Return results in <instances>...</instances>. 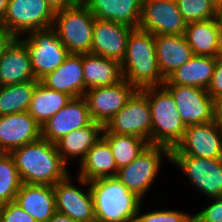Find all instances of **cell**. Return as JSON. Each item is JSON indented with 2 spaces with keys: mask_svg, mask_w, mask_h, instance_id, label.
Listing matches in <instances>:
<instances>
[{
  "mask_svg": "<svg viewBox=\"0 0 222 222\" xmlns=\"http://www.w3.org/2000/svg\"><path fill=\"white\" fill-rule=\"evenodd\" d=\"M136 90L129 82L122 79L110 86L89 89L83 97L87 102L92 120L105 126Z\"/></svg>",
  "mask_w": 222,
  "mask_h": 222,
  "instance_id": "obj_15",
  "label": "cell"
},
{
  "mask_svg": "<svg viewBox=\"0 0 222 222\" xmlns=\"http://www.w3.org/2000/svg\"><path fill=\"white\" fill-rule=\"evenodd\" d=\"M9 0H0V24L3 23Z\"/></svg>",
  "mask_w": 222,
  "mask_h": 222,
  "instance_id": "obj_43",
  "label": "cell"
},
{
  "mask_svg": "<svg viewBox=\"0 0 222 222\" xmlns=\"http://www.w3.org/2000/svg\"><path fill=\"white\" fill-rule=\"evenodd\" d=\"M121 69L123 79L136 89L163 85L152 33L138 28L130 33Z\"/></svg>",
  "mask_w": 222,
  "mask_h": 222,
  "instance_id": "obj_2",
  "label": "cell"
},
{
  "mask_svg": "<svg viewBox=\"0 0 222 222\" xmlns=\"http://www.w3.org/2000/svg\"><path fill=\"white\" fill-rule=\"evenodd\" d=\"M207 92L211 98L215 101L222 96V57H216V64L214 68V74L211 80Z\"/></svg>",
  "mask_w": 222,
  "mask_h": 222,
  "instance_id": "obj_37",
  "label": "cell"
},
{
  "mask_svg": "<svg viewBox=\"0 0 222 222\" xmlns=\"http://www.w3.org/2000/svg\"><path fill=\"white\" fill-rule=\"evenodd\" d=\"M0 222H36L31 215L15 202L11 201L2 205L0 211Z\"/></svg>",
  "mask_w": 222,
  "mask_h": 222,
  "instance_id": "obj_35",
  "label": "cell"
},
{
  "mask_svg": "<svg viewBox=\"0 0 222 222\" xmlns=\"http://www.w3.org/2000/svg\"><path fill=\"white\" fill-rule=\"evenodd\" d=\"M213 200V201H212ZM211 204L198 211L192 218L196 222H222V196L211 198Z\"/></svg>",
  "mask_w": 222,
  "mask_h": 222,
  "instance_id": "obj_36",
  "label": "cell"
},
{
  "mask_svg": "<svg viewBox=\"0 0 222 222\" xmlns=\"http://www.w3.org/2000/svg\"><path fill=\"white\" fill-rule=\"evenodd\" d=\"M96 222H133L142 199L129 191L117 177L89 182Z\"/></svg>",
  "mask_w": 222,
  "mask_h": 222,
  "instance_id": "obj_3",
  "label": "cell"
},
{
  "mask_svg": "<svg viewBox=\"0 0 222 222\" xmlns=\"http://www.w3.org/2000/svg\"><path fill=\"white\" fill-rule=\"evenodd\" d=\"M171 156L222 158V125L215 120L187 126L182 140L171 149Z\"/></svg>",
  "mask_w": 222,
  "mask_h": 222,
  "instance_id": "obj_10",
  "label": "cell"
},
{
  "mask_svg": "<svg viewBox=\"0 0 222 222\" xmlns=\"http://www.w3.org/2000/svg\"><path fill=\"white\" fill-rule=\"evenodd\" d=\"M18 38L26 45L38 81L56 70L70 54L53 27L30 31Z\"/></svg>",
  "mask_w": 222,
  "mask_h": 222,
  "instance_id": "obj_6",
  "label": "cell"
},
{
  "mask_svg": "<svg viewBox=\"0 0 222 222\" xmlns=\"http://www.w3.org/2000/svg\"><path fill=\"white\" fill-rule=\"evenodd\" d=\"M55 13L46 0H9L3 25L20 37L34 30L53 27Z\"/></svg>",
  "mask_w": 222,
  "mask_h": 222,
  "instance_id": "obj_9",
  "label": "cell"
},
{
  "mask_svg": "<svg viewBox=\"0 0 222 222\" xmlns=\"http://www.w3.org/2000/svg\"><path fill=\"white\" fill-rule=\"evenodd\" d=\"M170 162L181 169L193 186L205 196H222V158L171 156Z\"/></svg>",
  "mask_w": 222,
  "mask_h": 222,
  "instance_id": "obj_13",
  "label": "cell"
},
{
  "mask_svg": "<svg viewBox=\"0 0 222 222\" xmlns=\"http://www.w3.org/2000/svg\"><path fill=\"white\" fill-rule=\"evenodd\" d=\"M85 98H72L42 126V138L56 143L63 136L92 122Z\"/></svg>",
  "mask_w": 222,
  "mask_h": 222,
  "instance_id": "obj_16",
  "label": "cell"
},
{
  "mask_svg": "<svg viewBox=\"0 0 222 222\" xmlns=\"http://www.w3.org/2000/svg\"><path fill=\"white\" fill-rule=\"evenodd\" d=\"M22 183L54 186L69 174L56 144L43 138L10 152Z\"/></svg>",
  "mask_w": 222,
  "mask_h": 222,
  "instance_id": "obj_1",
  "label": "cell"
},
{
  "mask_svg": "<svg viewBox=\"0 0 222 222\" xmlns=\"http://www.w3.org/2000/svg\"><path fill=\"white\" fill-rule=\"evenodd\" d=\"M102 136L108 141L118 170L136 159L149 143L137 136L114 134L103 129Z\"/></svg>",
  "mask_w": 222,
  "mask_h": 222,
  "instance_id": "obj_30",
  "label": "cell"
},
{
  "mask_svg": "<svg viewBox=\"0 0 222 222\" xmlns=\"http://www.w3.org/2000/svg\"><path fill=\"white\" fill-rule=\"evenodd\" d=\"M216 64V57L197 56L176 69L163 84L192 86L207 90Z\"/></svg>",
  "mask_w": 222,
  "mask_h": 222,
  "instance_id": "obj_28",
  "label": "cell"
},
{
  "mask_svg": "<svg viewBox=\"0 0 222 222\" xmlns=\"http://www.w3.org/2000/svg\"><path fill=\"white\" fill-rule=\"evenodd\" d=\"M15 202L36 222H48L56 212L54 188L50 185L22 183Z\"/></svg>",
  "mask_w": 222,
  "mask_h": 222,
  "instance_id": "obj_21",
  "label": "cell"
},
{
  "mask_svg": "<svg viewBox=\"0 0 222 222\" xmlns=\"http://www.w3.org/2000/svg\"><path fill=\"white\" fill-rule=\"evenodd\" d=\"M215 118L222 125V96L215 100Z\"/></svg>",
  "mask_w": 222,
  "mask_h": 222,
  "instance_id": "obj_40",
  "label": "cell"
},
{
  "mask_svg": "<svg viewBox=\"0 0 222 222\" xmlns=\"http://www.w3.org/2000/svg\"><path fill=\"white\" fill-rule=\"evenodd\" d=\"M37 80L26 45L16 37L0 56V86Z\"/></svg>",
  "mask_w": 222,
  "mask_h": 222,
  "instance_id": "obj_20",
  "label": "cell"
},
{
  "mask_svg": "<svg viewBox=\"0 0 222 222\" xmlns=\"http://www.w3.org/2000/svg\"><path fill=\"white\" fill-rule=\"evenodd\" d=\"M81 187L87 185V190L74 186L71 183V175L58 181L54 186L56 212L69 216L77 222H96L94 204L89 182L80 176ZM89 187V188H88Z\"/></svg>",
  "mask_w": 222,
  "mask_h": 222,
  "instance_id": "obj_12",
  "label": "cell"
},
{
  "mask_svg": "<svg viewBox=\"0 0 222 222\" xmlns=\"http://www.w3.org/2000/svg\"><path fill=\"white\" fill-rule=\"evenodd\" d=\"M171 93L178 113L186 126L215 121V101L202 88L163 84Z\"/></svg>",
  "mask_w": 222,
  "mask_h": 222,
  "instance_id": "obj_11",
  "label": "cell"
},
{
  "mask_svg": "<svg viewBox=\"0 0 222 222\" xmlns=\"http://www.w3.org/2000/svg\"><path fill=\"white\" fill-rule=\"evenodd\" d=\"M140 211L141 205L138 213L134 217L133 222H189L192 219L191 214H187L175 209L153 210L152 212L149 211L142 214Z\"/></svg>",
  "mask_w": 222,
  "mask_h": 222,
  "instance_id": "obj_34",
  "label": "cell"
},
{
  "mask_svg": "<svg viewBox=\"0 0 222 222\" xmlns=\"http://www.w3.org/2000/svg\"><path fill=\"white\" fill-rule=\"evenodd\" d=\"M101 20L115 21L138 28L142 0H81Z\"/></svg>",
  "mask_w": 222,
  "mask_h": 222,
  "instance_id": "obj_23",
  "label": "cell"
},
{
  "mask_svg": "<svg viewBox=\"0 0 222 222\" xmlns=\"http://www.w3.org/2000/svg\"><path fill=\"white\" fill-rule=\"evenodd\" d=\"M40 138L41 125L27 111L0 116L1 153H10Z\"/></svg>",
  "mask_w": 222,
  "mask_h": 222,
  "instance_id": "obj_18",
  "label": "cell"
},
{
  "mask_svg": "<svg viewBox=\"0 0 222 222\" xmlns=\"http://www.w3.org/2000/svg\"><path fill=\"white\" fill-rule=\"evenodd\" d=\"M184 20L203 21L216 16V0H176Z\"/></svg>",
  "mask_w": 222,
  "mask_h": 222,
  "instance_id": "obj_33",
  "label": "cell"
},
{
  "mask_svg": "<svg viewBox=\"0 0 222 222\" xmlns=\"http://www.w3.org/2000/svg\"><path fill=\"white\" fill-rule=\"evenodd\" d=\"M219 56L222 57V31H221V41H220V53Z\"/></svg>",
  "mask_w": 222,
  "mask_h": 222,
  "instance_id": "obj_44",
  "label": "cell"
},
{
  "mask_svg": "<svg viewBox=\"0 0 222 222\" xmlns=\"http://www.w3.org/2000/svg\"><path fill=\"white\" fill-rule=\"evenodd\" d=\"M186 26L176 0H142L138 29L153 35H184Z\"/></svg>",
  "mask_w": 222,
  "mask_h": 222,
  "instance_id": "obj_14",
  "label": "cell"
},
{
  "mask_svg": "<svg viewBox=\"0 0 222 222\" xmlns=\"http://www.w3.org/2000/svg\"><path fill=\"white\" fill-rule=\"evenodd\" d=\"M163 158L170 161L171 150L165 146L149 144L130 164L119 169L116 177L129 191L142 199L152 187Z\"/></svg>",
  "mask_w": 222,
  "mask_h": 222,
  "instance_id": "obj_7",
  "label": "cell"
},
{
  "mask_svg": "<svg viewBox=\"0 0 222 222\" xmlns=\"http://www.w3.org/2000/svg\"><path fill=\"white\" fill-rule=\"evenodd\" d=\"M85 92L95 87L110 86L123 79L121 63L100 55L82 54Z\"/></svg>",
  "mask_w": 222,
  "mask_h": 222,
  "instance_id": "obj_27",
  "label": "cell"
},
{
  "mask_svg": "<svg viewBox=\"0 0 222 222\" xmlns=\"http://www.w3.org/2000/svg\"><path fill=\"white\" fill-rule=\"evenodd\" d=\"M38 80L0 86V116L28 111Z\"/></svg>",
  "mask_w": 222,
  "mask_h": 222,
  "instance_id": "obj_31",
  "label": "cell"
},
{
  "mask_svg": "<svg viewBox=\"0 0 222 222\" xmlns=\"http://www.w3.org/2000/svg\"><path fill=\"white\" fill-rule=\"evenodd\" d=\"M48 222H77V221H74L67 215L55 212Z\"/></svg>",
  "mask_w": 222,
  "mask_h": 222,
  "instance_id": "obj_41",
  "label": "cell"
},
{
  "mask_svg": "<svg viewBox=\"0 0 222 222\" xmlns=\"http://www.w3.org/2000/svg\"><path fill=\"white\" fill-rule=\"evenodd\" d=\"M22 185L17 167L10 153H0V203L15 201Z\"/></svg>",
  "mask_w": 222,
  "mask_h": 222,
  "instance_id": "obj_32",
  "label": "cell"
},
{
  "mask_svg": "<svg viewBox=\"0 0 222 222\" xmlns=\"http://www.w3.org/2000/svg\"><path fill=\"white\" fill-rule=\"evenodd\" d=\"M71 99L67 93L50 89L39 81L27 112L42 126Z\"/></svg>",
  "mask_w": 222,
  "mask_h": 222,
  "instance_id": "obj_29",
  "label": "cell"
},
{
  "mask_svg": "<svg viewBox=\"0 0 222 222\" xmlns=\"http://www.w3.org/2000/svg\"><path fill=\"white\" fill-rule=\"evenodd\" d=\"M189 222H196L193 218Z\"/></svg>",
  "mask_w": 222,
  "mask_h": 222,
  "instance_id": "obj_45",
  "label": "cell"
},
{
  "mask_svg": "<svg viewBox=\"0 0 222 222\" xmlns=\"http://www.w3.org/2000/svg\"><path fill=\"white\" fill-rule=\"evenodd\" d=\"M151 111V144L173 149L182 140L187 126L178 113L171 93L163 86L148 87Z\"/></svg>",
  "mask_w": 222,
  "mask_h": 222,
  "instance_id": "obj_4",
  "label": "cell"
},
{
  "mask_svg": "<svg viewBox=\"0 0 222 222\" xmlns=\"http://www.w3.org/2000/svg\"><path fill=\"white\" fill-rule=\"evenodd\" d=\"M40 82L50 89L67 93L72 98L84 96L82 54H69L56 70L44 76Z\"/></svg>",
  "mask_w": 222,
  "mask_h": 222,
  "instance_id": "obj_19",
  "label": "cell"
},
{
  "mask_svg": "<svg viewBox=\"0 0 222 222\" xmlns=\"http://www.w3.org/2000/svg\"><path fill=\"white\" fill-rule=\"evenodd\" d=\"M79 175L88 182L116 177L118 167L108 141L102 136L79 165Z\"/></svg>",
  "mask_w": 222,
  "mask_h": 222,
  "instance_id": "obj_26",
  "label": "cell"
},
{
  "mask_svg": "<svg viewBox=\"0 0 222 222\" xmlns=\"http://www.w3.org/2000/svg\"><path fill=\"white\" fill-rule=\"evenodd\" d=\"M222 28L211 18L187 23L184 36L194 55L218 57Z\"/></svg>",
  "mask_w": 222,
  "mask_h": 222,
  "instance_id": "obj_24",
  "label": "cell"
},
{
  "mask_svg": "<svg viewBox=\"0 0 222 222\" xmlns=\"http://www.w3.org/2000/svg\"><path fill=\"white\" fill-rule=\"evenodd\" d=\"M16 37L3 25L0 24V56Z\"/></svg>",
  "mask_w": 222,
  "mask_h": 222,
  "instance_id": "obj_38",
  "label": "cell"
},
{
  "mask_svg": "<svg viewBox=\"0 0 222 222\" xmlns=\"http://www.w3.org/2000/svg\"><path fill=\"white\" fill-rule=\"evenodd\" d=\"M216 21L222 28V0H216Z\"/></svg>",
  "mask_w": 222,
  "mask_h": 222,
  "instance_id": "obj_42",
  "label": "cell"
},
{
  "mask_svg": "<svg viewBox=\"0 0 222 222\" xmlns=\"http://www.w3.org/2000/svg\"><path fill=\"white\" fill-rule=\"evenodd\" d=\"M95 17L80 0L55 13L53 28L70 54L90 53Z\"/></svg>",
  "mask_w": 222,
  "mask_h": 222,
  "instance_id": "obj_5",
  "label": "cell"
},
{
  "mask_svg": "<svg viewBox=\"0 0 222 222\" xmlns=\"http://www.w3.org/2000/svg\"><path fill=\"white\" fill-rule=\"evenodd\" d=\"M104 128L114 134L137 136L151 144L152 118L148 87L137 89Z\"/></svg>",
  "mask_w": 222,
  "mask_h": 222,
  "instance_id": "obj_8",
  "label": "cell"
},
{
  "mask_svg": "<svg viewBox=\"0 0 222 222\" xmlns=\"http://www.w3.org/2000/svg\"><path fill=\"white\" fill-rule=\"evenodd\" d=\"M154 40L159 70L165 80L194 55L184 35H154Z\"/></svg>",
  "mask_w": 222,
  "mask_h": 222,
  "instance_id": "obj_22",
  "label": "cell"
},
{
  "mask_svg": "<svg viewBox=\"0 0 222 222\" xmlns=\"http://www.w3.org/2000/svg\"><path fill=\"white\" fill-rule=\"evenodd\" d=\"M79 1L80 0H46L47 4L54 11V13L73 7Z\"/></svg>",
  "mask_w": 222,
  "mask_h": 222,
  "instance_id": "obj_39",
  "label": "cell"
},
{
  "mask_svg": "<svg viewBox=\"0 0 222 222\" xmlns=\"http://www.w3.org/2000/svg\"><path fill=\"white\" fill-rule=\"evenodd\" d=\"M134 29L123 23L95 18L90 53L121 63L129 35Z\"/></svg>",
  "mask_w": 222,
  "mask_h": 222,
  "instance_id": "obj_17",
  "label": "cell"
},
{
  "mask_svg": "<svg viewBox=\"0 0 222 222\" xmlns=\"http://www.w3.org/2000/svg\"><path fill=\"white\" fill-rule=\"evenodd\" d=\"M104 126L92 121L88 126L69 132L55 144L57 150L66 164L71 159L79 158L81 163L87 152L102 137Z\"/></svg>",
  "mask_w": 222,
  "mask_h": 222,
  "instance_id": "obj_25",
  "label": "cell"
}]
</instances>
